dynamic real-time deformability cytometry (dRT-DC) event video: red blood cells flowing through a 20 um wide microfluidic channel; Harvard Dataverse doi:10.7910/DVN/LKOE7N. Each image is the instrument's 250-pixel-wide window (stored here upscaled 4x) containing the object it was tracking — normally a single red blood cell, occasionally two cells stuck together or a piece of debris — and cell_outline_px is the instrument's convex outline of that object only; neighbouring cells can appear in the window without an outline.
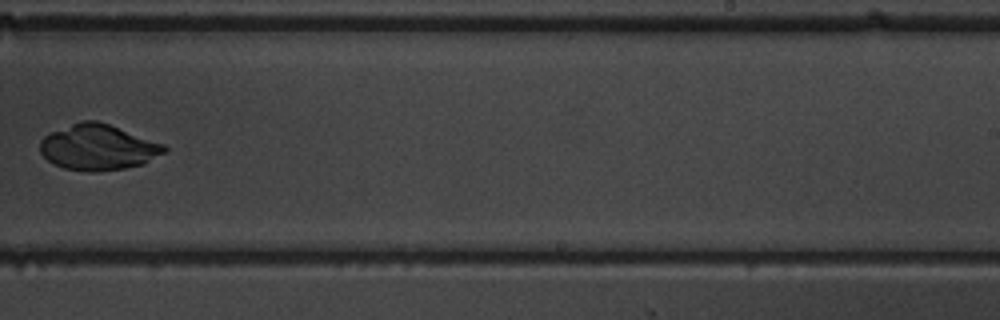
{"species": "common noctule bat (a hibernating species)", "species_latin": "Nyctalus noctula", "temperature_condition": "warm", "stored_images_in_passage": 9, "camera_frame_rate_fps": 3000, "um_per_image_px": 0.085, "animal": {"sex": "male", "body_mass_g": 19.5, "forearm_length_mm": 54.6}, "frame": {"image": 1, "passage_image": 9, "time_ms": 9.0, "image_size_px": [1000, 320], "cell_outline_px": [[168, 152], [144, 164], [124, 168], [96, 172], [88, 172], [64, 168], [52, 164], [40, 152], [40, 140], [44, 136], [52, 132], [80, 120], [96, 120], [108, 124], [164, 144], [168, 148]], "centroid_in_image_um": [8.35, 12.53], "position_along_channel_um": 280.6, "area_um2": 33.18}}